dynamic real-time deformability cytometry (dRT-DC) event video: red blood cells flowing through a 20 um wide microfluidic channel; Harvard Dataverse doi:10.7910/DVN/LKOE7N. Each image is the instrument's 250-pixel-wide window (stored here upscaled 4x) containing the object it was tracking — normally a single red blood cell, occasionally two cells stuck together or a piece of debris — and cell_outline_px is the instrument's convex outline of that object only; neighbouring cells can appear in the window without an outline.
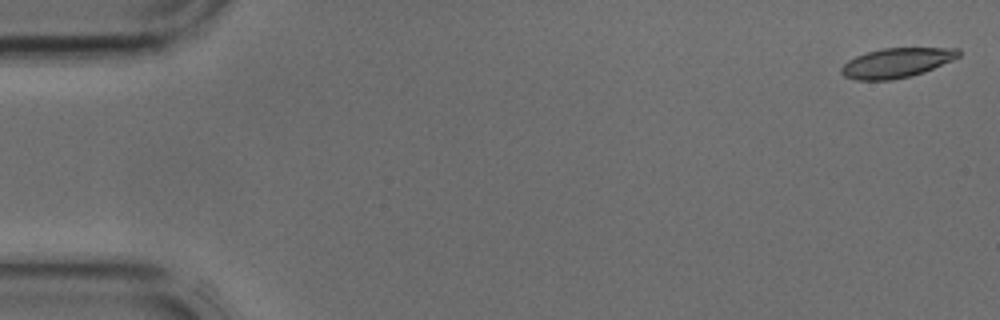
{"species": "common noctule bat (a hibernating species)", "species_latin": "Nyctalus noctula", "temperature_condition": "cold", "stored_images_in_passage": 42, "camera_frame_rate_fps": 3000, "um_per_image_px": 0.085, "animal": {"sex": "male", "body_mass_g": 17.9, "forearm_length_mm": 54.2}, "frame": {"image": 1, "passage_image": 1, "time_ms": 0.0, "image_size_px": [1000, 320], "cell_outline_px": [[960, 56], [952, 60], [924, 72], [912, 76], [892, 80], [856, 80], [844, 76], [840, 72], [840, 68], [848, 60], [856, 56], [880, 48], [960, 48]], "centroid_in_image_um": [76.2, 5.34], "position_along_channel_um": 8.8, "area_um2": 20.29}}
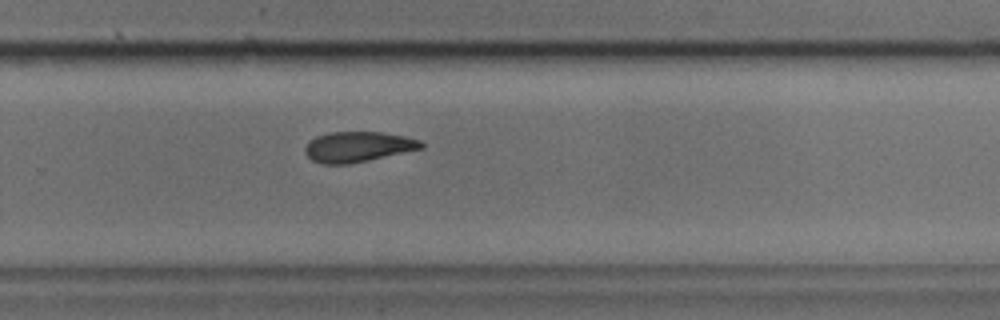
{"frame": {"image": 2, "passage_image": 28, "time_ms": 9.0, "image_size_px": [1000, 320], "cell_outline_px": [[424, 148], [368, 160], [348, 164], [324, 164], [312, 160], [304, 152], [304, 148], [316, 136], [328, 132], [384, 132], [404, 136], [420, 140], [424, 144]], "centroid_in_image_um": [30.43, 12.47], "position_along_channel_um": 299.4, "area_um2": 20.46}}
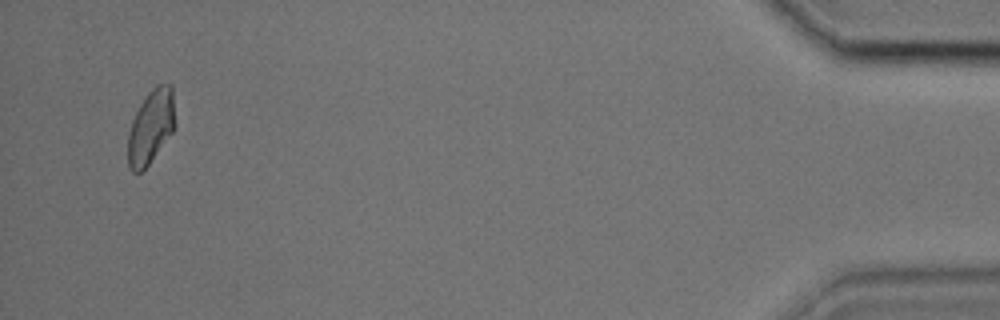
{"frame": {"image": 3, "passage_image": 41, "time_ms": 13.333, "image_size_px": [1000, 320], "cell_outline_px": [[176, 124], [172, 132], [148, 164], [140, 172], [132, 172], [128, 168], [128, 132], [132, 120], [140, 104], [148, 92], [156, 84], [172, 84]], "centroid_in_image_um": [12.83, 10.74], "position_along_channel_um": 422.4, "area_um2": 20.35}}